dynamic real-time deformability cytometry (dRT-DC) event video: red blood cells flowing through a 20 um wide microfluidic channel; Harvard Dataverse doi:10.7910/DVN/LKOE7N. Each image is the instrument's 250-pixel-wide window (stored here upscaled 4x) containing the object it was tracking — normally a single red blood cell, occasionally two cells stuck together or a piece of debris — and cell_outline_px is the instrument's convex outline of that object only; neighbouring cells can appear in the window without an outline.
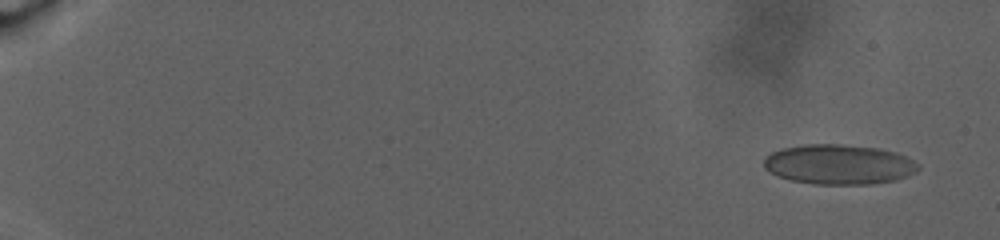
{"species": "human", "species_latin": "Homo sapiens", "temperature_condition": "warm", "stored_images_in_passage": 83, "camera_frame_rate_fps": 3000, "um_per_image_px": 0.085, "donor": {"sex": "male"}, "frame": {"image": 1, "passage_image": 4, "time_ms": 1.667, "image_size_px": [1000, 240], "cell_outline_px": [[920, 168], [916, 172], [908, 176], [896, 180], [872, 184], [812, 184], [792, 180], [776, 176], [768, 172], [764, 168], [764, 156], [772, 152], [784, 148], [804, 144], [840, 144], [880, 148], [896, 152], [920, 164]], "centroid_in_image_um": [71.3, 13.98], "position_along_channel_um": 13.7, "area_um2": 36.18}}
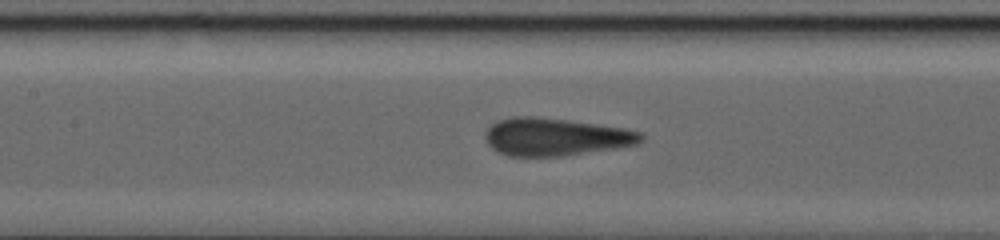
{"frame": {"image": 2, "passage_image": 54, "time_ms": 16.667, "image_size_px": [1000, 240], "cell_outline_px": [[644, 140], [636, 144], [620, 148], [564, 156], [508, 156], [496, 152], [484, 140], [484, 132], [496, 120], [512, 116], [536, 116], [568, 120], [624, 128], [640, 132], [644, 136]], "centroid_in_image_um": [47.19, 11.64], "position_along_channel_um": 160.2, "area_um2": 34.68}}
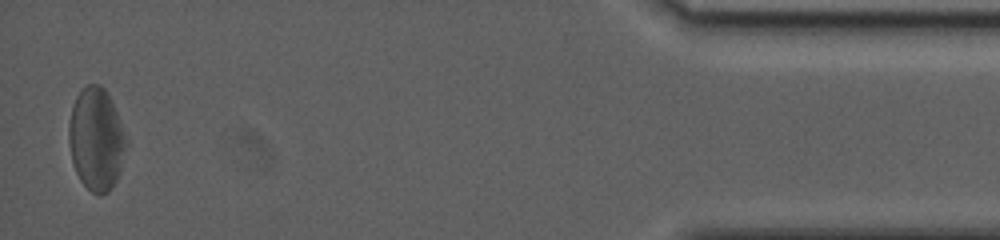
{"frame": {"image": 3, "passage_image": 83, "time_ms": 31.0, "image_size_px": [1000, 240], "cell_outline_px": [[128, 144], [120, 172], [112, 188], [108, 192], [100, 196], [92, 192], [80, 180], [76, 172], [72, 160], [68, 140], [68, 124], [72, 104], [76, 96], [88, 84], [100, 84], [104, 88], [120, 120], [128, 140]], "centroid_in_image_um": [8.18, 11.85], "position_along_channel_um": 427.0, "area_um2": 34.51}, "authors_computed_cell_mechanics": {"area_um2": 34.0442, "velocity_mm_per_s": 2.3148, "shape_relaxation_time_tau1_ms": null, "shape_relaxation_time_tau2_ms": 1.2476, "deformation_change_tau1": null, "deformation_change_tau2": 0.0684}}